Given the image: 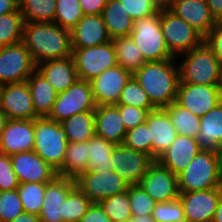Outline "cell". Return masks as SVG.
<instances>
[{
  "mask_svg": "<svg viewBox=\"0 0 222 222\" xmlns=\"http://www.w3.org/2000/svg\"><path fill=\"white\" fill-rule=\"evenodd\" d=\"M22 43L34 62L63 59L71 56V33L54 22H30L23 28Z\"/></svg>",
  "mask_w": 222,
  "mask_h": 222,
  "instance_id": "obj_1",
  "label": "cell"
},
{
  "mask_svg": "<svg viewBox=\"0 0 222 222\" xmlns=\"http://www.w3.org/2000/svg\"><path fill=\"white\" fill-rule=\"evenodd\" d=\"M178 59L145 62L133 74L155 108H165L176 100L180 82Z\"/></svg>",
  "mask_w": 222,
  "mask_h": 222,
  "instance_id": "obj_2",
  "label": "cell"
},
{
  "mask_svg": "<svg viewBox=\"0 0 222 222\" xmlns=\"http://www.w3.org/2000/svg\"><path fill=\"white\" fill-rule=\"evenodd\" d=\"M177 179L179 193L222 188L220 151L201 150Z\"/></svg>",
  "mask_w": 222,
  "mask_h": 222,
  "instance_id": "obj_3",
  "label": "cell"
},
{
  "mask_svg": "<svg viewBox=\"0 0 222 222\" xmlns=\"http://www.w3.org/2000/svg\"><path fill=\"white\" fill-rule=\"evenodd\" d=\"M183 55V56H182ZM180 82L217 86L221 63L203 42L199 47L179 55Z\"/></svg>",
  "mask_w": 222,
  "mask_h": 222,
  "instance_id": "obj_4",
  "label": "cell"
},
{
  "mask_svg": "<svg viewBox=\"0 0 222 222\" xmlns=\"http://www.w3.org/2000/svg\"><path fill=\"white\" fill-rule=\"evenodd\" d=\"M68 138L59 122L47 117L34 119V151L58 171L64 163Z\"/></svg>",
  "mask_w": 222,
  "mask_h": 222,
  "instance_id": "obj_5",
  "label": "cell"
},
{
  "mask_svg": "<svg viewBox=\"0 0 222 222\" xmlns=\"http://www.w3.org/2000/svg\"><path fill=\"white\" fill-rule=\"evenodd\" d=\"M130 37L146 62L174 59L166 46L160 27V10L153 15L134 20Z\"/></svg>",
  "mask_w": 222,
  "mask_h": 222,
  "instance_id": "obj_6",
  "label": "cell"
},
{
  "mask_svg": "<svg viewBox=\"0 0 222 222\" xmlns=\"http://www.w3.org/2000/svg\"><path fill=\"white\" fill-rule=\"evenodd\" d=\"M160 27L166 46L175 58L199 47L204 41V37L197 30L165 6L160 8Z\"/></svg>",
  "mask_w": 222,
  "mask_h": 222,
  "instance_id": "obj_7",
  "label": "cell"
},
{
  "mask_svg": "<svg viewBox=\"0 0 222 222\" xmlns=\"http://www.w3.org/2000/svg\"><path fill=\"white\" fill-rule=\"evenodd\" d=\"M95 109L90 81L78 79L67 90L57 93L56 101L47 118L60 123L75 114Z\"/></svg>",
  "mask_w": 222,
  "mask_h": 222,
  "instance_id": "obj_8",
  "label": "cell"
},
{
  "mask_svg": "<svg viewBox=\"0 0 222 222\" xmlns=\"http://www.w3.org/2000/svg\"><path fill=\"white\" fill-rule=\"evenodd\" d=\"M71 57L80 80L91 81L105 70L117 65L113 41L72 49Z\"/></svg>",
  "mask_w": 222,
  "mask_h": 222,
  "instance_id": "obj_9",
  "label": "cell"
},
{
  "mask_svg": "<svg viewBox=\"0 0 222 222\" xmlns=\"http://www.w3.org/2000/svg\"><path fill=\"white\" fill-rule=\"evenodd\" d=\"M76 186L88 197L92 203L123 193L129 184L115 171H92L88 169L75 179Z\"/></svg>",
  "mask_w": 222,
  "mask_h": 222,
  "instance_id": "obj_10",
  "label": "cell"
},
{
  "mask_svg": "<svg viewBox=\"0 0 222 222\" xmlns=\"http://www.w3.org/2000/svg\"><path fill=\"white\" fill-rule=\"evenodd\" d=\"M36 68L30 52L22 42L0 47V84L24 82Z\"/></svg>",
  "mask_w": 222,
  "mask_h": 222,
  "instance_id": "obj_11",
  "label": "cell"
},
{
  "mask_svg": "<svg viewBox=\"0 0 222 222\" xmlns=\"http://www.w3.org/2000/svg\"><path fill=\"white\" fill-rule=\"evenodd\" d=\"M175 101L201 118L222 102V96L218 86L179 83Z\"/></svg>",
  "mask_w": 222,
  "mask_h": 222,
  "instance_id": "obj_12",
  "label": "cell"
},
{
  "mask_svg": "<svg viewBox=\"0 0 222 222\" xmlns=\"http://www.w3.org/2000/svg\"><path fill=\"white\" fill-rule=\"evenodd\" d=\"M139 185L157 203L173 201L179 197L177 176L158 160H154L149 165Z\"/></svg>",
  "mask_w": 222,
  "mask_h": 222,
  "instance_id": "obj_13",
  "label": "cell"
},
{
  "mask_svg": "<svg viewBox=\"0 0 222 222\" xmlns=\"http://www.w3.org/2000/svg\"><path fill=\"white\" fill-rule=\"evenodd\" d=\"M0 109L9 120H33L38 118L33 108L32 95L26 81L3 85Z\"/></svg>",
  "mask_w": 222,
  "mask_h": 222,
  "instance_id": "obj_14",
  "label": "cell"
},
{
  "mask_svg": "<svg viewBox=\"0 0 222 222\" xmlns=\"http://www.w3.org/2000/svg\"><path fill=\"white\" fill-rule=\"evenodd\" d=\"M115 171L129 185H139L149 165L154 161L149 155L117 144L111 155Z\"/></svg>",
  "mask_w": 222,
  "mask_h": 222,
  "instance_id": "obj_15",
  "label": "cell"
},
{
  "mask_svg": "<svg viewBox=\"0 0 222 222\" xmlns=\"http://www.w3.org/2000/svg\"><path fill=\"white\" fill-rule=\"evenodd\" d=\"M11 164L21 183H48L58 174L34 150L10 155Z\"/></svg>",
  "mask_w": 222,
  "mask_h": 222,
  "instance_id": "obj_16",
  "label": "cell"
},
{
  "mask_svg": "<svg viewBox=\"0 0 222 222\" xmlns=\"http://www.w3.org/2000/svg\"><path fill=\"white\" fill-rule=\"evenodd\" d=\"M222 188L179 193L186 222H212Z\"/></svg>",
  "mask_w": 222,
  "mask_h": 222,
  "instance_id": "obj_17",
  "label": "cell"
},
{
  "mask_svg": "<svg viewBox=\"0 0 222 222\" xmlns=\"http://www.w3.org/2000/svg\"><path fill=\"white\" fill-rule=\"evenodd\" d=\"M132 74L120 65L109 68L90 81L96 106L116 105Z\"/></svg>",
  "mask_w": 222,
  "mask_h": 222,
  "instance_id": "obj_18",
  "label": "cell"
},
{
  "mask_svg": "<svg viewBox=\"0 0 222 222\" xmlns=\"http://www.w3.org/2000/svg\"><path fill=\"white\" fill-rule=\"evenodd\" d=\"M164 6L177 17L185 20L203 37L216 23L210 14L206 0H169Z\"/></svg>",
  "mask_w": 222,
  "mask_h": 222,
  "instance_id": "obj_19",
  "label": "cell"
},
{
  "mask_svg": "<svg viewBox=\"0 0 222 222\" xmlns=\"http://www.w3.org/2000/svg\"><path fill=\"white\" fill-rule=\"evenodd\" d=\"M76 186L75 180L57 175L46 183L40 222H63V203L69 192Z\"/></svg>",
  "mask_w": 222,
  "mask_h": 222,
  "instance_id": "obj_20",
  "label": "cell"
},
{
  "mask_svg": "<svg viewBox=\"0 0 222 222\" xmlns=\"http://www.w3.org/2000/svg\"><path fill=\"white\" fill-rule=\"evenodd\" d=\"M34 149V119L8 120L0 136V153L12 155Z\"/></svg>",
  "mask_w": 222,
  "mask_h": 222,
  "instance_id": "obj_21",
  "label": "cell"
},
{
  "mask_svg": "<svg viewBox=\"0 0 222 222\" xmlns=\"http://www.w3.org/2000/svg\"><path fill=\"white\" fill-rule=\"evenodd\" d=\"M72 49L86 48L105 44L110 38L103 18L100 15H84L70 30Z\"/></svg>",
  "mask_w": 222,
  "mask_h": 222,
  "instance_id": "obj_22",
  "label": "cell"
},
{
  "mask_svg": "<svg viewBox=\"0 0 222 222\" xmlns=\"http://www.w3.org/2000/svg\"><path fill=\"white\" fill-rule=\"evenodd\" d=\"M146 123L152 141V159L157 160L175 140L178 133L163 108L150 111Z\"/></svg>",
  "mask_w": 222,
  "mask_h": 222,
  "instance_id": "obj_23",
  "label": "cell"
},
{
  "mask_svg": "<svg viewBox=\"0 0 222 222\" xmlns=\"http://www.w3.org/2000/svg\"><path fill=\"white\" fill-rule=\"evenodd\" d=\"M200 151L201 149L195 138L178 134L157 160L178 176Z\"/></svg>",
  "mask_w": 222,
  "mask_h": 222,
  "instance_id": "obj_24",
  "label": "cell"
},
{
  "mask_svg": "<svg viewBox=\"0 0 222 222\" xmlns=\"http://www.w3.org/2000/svg\"><path fill=\"white\" fill-rule=\"evenodd\" d=\"M36 70L45 77L57 93L67 90L79 79L71 56L41 62Z\"/></svg>",
  "mask_w": 222,
  "mask_h": 222,
  "instance_id": "obj_25",
  "label": "cell"
},
{
  "mask_svg": "<svg viewBox=\"0 0 222 222\" xmlns=\"http://www.w3.org/2000/svg\"><path fill=\"white\" fill-rule=\"evenodd\" d=\"M94 127L96 136L123 144L127 130L116 105L96 106Z\"/></svg>",
  "mask_w": 222,
  "mask_h": 222,
  "instance_id": "obj_26",
  "label": "cell"
},
{
  "mask_svg": "<svg viewBox=\"0 0 222 222\" xmlns=\"http://www.w3.org/2000/svg\"><path fill=\"white\" fill-rule=\"evenodd\" d=\"M204 151L222 149V102L200 118L199 132L195 137Z\"/></svg>",
  "mask_w": 222,
  "mask_h": 222,
  "instance_id": "obj_27",
  "label": "cell"
},
{
  "mask_svg": "<svg viewBox=\"0 0 222 222\" xmlns=\"http://www.w3.org/2000/svg\"><path fill=\"white\" fill-rule=\"evenodd\" d=\"M26 82L30 88L36 116L48 117L56 101L57 92L37 70L27 78Z\"/></svg>",
  "mask_w": 222,
  "mask_h": 222,
  "instance_id": "obj_28",
  "label": "cell"
},
{
  "mask_svg": "<svg viewBox=\"0 0 222 222\" xmlns=\"http://www.w3.org/2000/svg\"><path fill=\"white\" fill-rule=\"evenodd\" d=\"M101 16L111 39L130 36L134 20L128 15L120 0H107Z\"/></svg>",
  "mask_w": 222,
  "mask_h": 222,
  "instance_id": "obj_29",
  "label": "cell"
},
{
  "mask_svg": "<svg viewBox=\"0 0 222 222\" xmlns=\"http://www.w3.org/2000/svg\"><path fill=\"white\" fill-rule=\"evenodd\" d=\"M87 153V141L68 143L63 166L57 171V174L75 180L89 169Z\"/></svg>",
  "mask_w": 222,
  "mask_h": 222,
  "instance_id": "obj_30",
  "label": "cell"
},
{
  "mask_svg": "<svg viewBox=\"0 0 222 222\" xmlns=\"http://www.w3.org/2000/svg\"><path fill=\"white\" fill-rule=\"evenodd\" d=\"M60 125L67 134L68 143L86 142L95 135V111L75 114Z\"/></svg>",
  "mask_w": 222,
  "mask_h": 222,
  "instance_id": "obj_31",
  "label": "cell"
},
{
  "mask_svg": "<svg viewBox=\"0 0 222 222\" xmlns=\"http://www.w3.org/2000/svg\"><path fill=\"white\" fill-rule=\"evenodd\" d=\"M115 145L99 136L91 137L87 141L89 169L97 172L112 171L115 163L111 155Z\"/></svg>",
  "mask_w": 222,
  "mask_h": 222,
  "instance_id": "obj_32",
  "label": "cell"
},
{
  "mask_svg": "<svg viewBox=\"0 0 222 222\" xmlns=\"http://www.w3.org/2000/svg\"><path fill=\"white\" fill-rule=\"evenodd\" d=\"M117 65L132 75L146 62L141 51L130 36L112 39Z\"/></svg>",
  "mask_w": 222,
  "mask_h": 222,
  "instance_id": "obj_33",
  "label": "cell"
},
{
  "mask_svg": "<svg viewBox=\"0 0 222 222\" xmlns=\"http://www.w3.org/2000/svg\"><path fill=\"white\" fill-rule=\"evenodd\" d=\"M179 135L195 138L199 132L200 118L176 101L163 108Z\"/></svg>",
  "mask_w": 222,
  "mask_h": 222,
  "instance_id": "obj_34",
  "label": "cell"
},
{
  "mask_svg": "<svg viewBox=\"0 0 222 222\" xmlns=\"http://www.w3.org/2000/svg\"><path fill=\"white\" fill-rule=\"evenodd\" d=\"M25 23L54 22L56 0H18Z\"/></svg>",
  "mask_w": 222,
  "mask_h": 222,
  "instance_id": "obj_35",
  "label": "cell"
},
{
  "mask_svg": "<svg viewBox=\"0 0 222 222\" xmlns=\"http://www.w3.org/2000/svg\"><path fill=\"white\" fill-rule=\"evenodd\" d=\"M24 19L19 10L0 16V47L22 42Z\"/></svg>",
  "mask_w": 222,
  "mask_h": 222,
  "instance_id": "obj_36",
  "label": "cell"
},
{
  "mask_svg": "<svg viewBox=\"0 0 222 222\" xmlns=\"http://www.w3.org/2000/svg\"><path fill=\"white\" fill-rule=\"evenodd\" d=\"M17 190L24 212L39 216L44 200L46 183H21Z\"/></svg>",
  "mask_w": 222,
  "mask_h": 222,
  "instance_id": "obj_37",
  "label": "cell"
},
{
  "mask_svg": "<svg viewBox=\"0 0 222 222\" xmlns=\"http://www.w3.org/2000/svg\"><path fill=\"white\" fill-rule=\"evenodd\" d=\"M117 104L131 105L146 109L149 112L156 109L149 100L147 92L142 88L133 75L126 82L125 87L120 93Z\"/></svg>",
  "mask_w": 222,
  "mask_h": 222,
  "instance_id": "obj_38",
  "label": "cell"
},
{
  "mask_svg": "<svg viewBox=\"0 0 222 222\" xmlns=\"http://www.w3.org/2000/svg\"><path fill=\"white\" fill-rule=\"evenodd\" d=\"M91 203L88 197L75 186L63 203V222H80Z\"/></svg>",
  "mask_w": 222,
  "mask_h": 222,
  "instance_id": "obj_39",
  "label": "cell"
},
{
  "mask_svg": "<svg viewBox=\"0 0 222 222\" xmlns=\"http://www.w3.org/2000/svg\"><path fill=\"white\" fill-rule=\"evenodd\" d=\"M83 16L79 0H56L54 23L61 28L72 30Z\"/></svg>",
  "mask_w": 222,
  "mask_h": 222,
  "instance_id": "obj_40",
  "label": "cell"
},
{
  "mask_svg": "<svg viewBox=\"0 0 222 222\" xmlns=\"http://www.w3.org/2000/svg\"><path fill=\"white\" fill-rule=\"evenodd\" d=\"M99 204L112 222H120L132 217L128 190L108 197Z\"/></svg>",
  "mask_w": 222,
  "mask_h": 222,
  "instance_id": "obj_41",
  "label": "cell"
},
{
  "mask_svg": "<svg viewBox=\"0 0 222 222\" xmlns=\"http://www.w3.org/2000/svg\"><path fill=\"white\" fill-rule=\"evenodd\" d=\"M123 145L136 151L143 152L152 158V141L146 122L127 130Z\"/></svg>",
  "mask_w": 222,
  "mask_h": 222,
  "instance_id": "obj_42",
  "label": "cell"
},
{
  "mask_svg": "<svg viewBox=\"0 0 222 222\" xmlns=\"http://www.w3.org/2000/svg\"><path fill=\"white\" fill-rule=\"evenodd\" d=\"M128 195L132 216L152 214L157 202L140 185H129Z\"/></svg>",
  "mask_w": 222,
  "mask_h": 222,
  "instance_id": "obj_43",
  "label": "cell"
},
{
  "mask_svg": "<svg viewBox=\"0 0 222 222\" xmlns=\"http://www.w3.org/2000/svg\"><path fill=\"white\" fill-rule=\"evenodd\" d=\"M151 215L155 222H186L179 198L169 202L156 203Z\"/></svg>",
  "mask_w": 222,
  "mask_h": 222,
  "instance_id": "obj_44",
  "label": "cell"
},
{
  "mask_svg": "<svg viewBox=\"0 0 222 222\" xmlns=\"http://www.w3.org/2000/svg\"><path fill=\"white\" fill-rule=\"evenodd\" d=\"M23 212L17 189L0 191V222H10Z\"/></svg>",
  "mask_w": 222,
  "mask_h": 222,
  "instance_id": "obj_45",
  "label": "cell"
},
{
  "mask_svg": "<svg viewBox=\"0 0 222 222\" xmlns=\"http://www.w3.org/2000/svg\"><path fill=\"white\" fill-rule=\"evenodd\" d=\"M128 15L133 19H141L155 14L164 6V0H120Z\"/></svg>",
  "mask_w": 222,
  "mask_h": 222,
  "instance_id": "obj_46",
  "label": "cell"
},
{
  "mask_svg": "<svg viewBox=\"0 0 222 222\" xmlns=\"http://www.w3.org/2000/svg\"><path fill=\"white\" fill-rule=\"evenodd\" d=\"M19 182L9 155L0 153V191L17 189Z\"/></svg>",
  "mask_w": 222,
  "mask_h": 222,
  "instance_id": "obj_47",
  "label": "cell"
},
{
  "mask_svg": "<svg viewBox=\"0 0 222 222\" xmlns=\"http://www.w3.org/2000/svg\"><path fill=\"white\" fill-rule=\"evenodd\" d=\"M126 130L146 122L149 111L131 105L116 104Z\"/></svg>",
  "mask_w": 222,
  "mask_h": 222,
  "instance_id": "obj_48",
  "label": "cell"
},
{
  "mask_svg": "<svg viewBox=\"0 0 222 222\" xmlns=\"http://www.w3.org/2000/svg\"><path fill=\"white\" fill-rule=\"evenodd\" d=\"M222 64V21H216L213 28L204 37L203 41Z\"/></svg>",
  "mask_w": 222,
  "mask_h": 222,
  "instance_id": "obj_49",
  "label": "cell"
},
{
  "mask_svg": "<svg viewBox=\"0 0 222 222\" xmlns=\"http://www.w3.org/2000/svg\"><path fill=\"white\" fill-rule=\"evenodd\" d=\"M80 222H112L99 203H91Z\"/></svg>",
  "mask_w": 222,
  "mask_h": 222,
  "instance_id": "obj_50",
  "label": "cell"
},
{
  "mask_svg": "<svg viewBox=\"0 0 222 222\" xmlns=\"http://www.w3.org/2000/svg\"><path fill=\"white\" fill-rule=\"evenodd\" d=\"M107 0H79L84 15H100Z\"/></svg>",
  "mask_w": 222,
  "mask_h": 222,
  "instance_id": "obj_51",
  "label": "cell"
},
{
  "mask_svg": "<svg viewBox=\"0 0 222 222\" xmlns=\"http://www.w3.org/2000/svg\"><path fill=\"white\" fill-rule=\"evenodd\" d=\"M211 16L215 21H222V0H206Z\"/></svg>",
  "mask_w": 222,
  "mask_h": 222,
  "instance_id": "obj_52",
  "label": "cell"
},
{
  "mask_svg": "<svg viewBox=\"0 0 222 222\" xmlns=\"http://www.w3.org/2000/svg\"><path fill=\"white\" fill-rule=\"evenodd\" d=\"M18 8V0H0V16L16 11Z\"/></svg>",
  "mask_w": 222,
  "mask_h": 222,
  "instance_id": "obj_53",
  "label": "cell"
},
{
  "mask_svg": "<svg viewBox=\"0 0 222 222\" xmlns=\"http://www.w3.org/2000/svg\"><path fill=\"white\" fill-rule=\"evenodd\" d=\"M10 222H40L39 216L23 212Z\"/></svg>",
  "mask_w": 222,
  "mask_h": 222,
  "instance_id": "obj_54",
  "label": "cell"
},
{
  "mask_svg": "<svg viewBox=\"0 0 222 222\" xmlns=\"http://www.w3.org/2000/svg\"><path fill=\"white\" fill-rule=\"evenodd\" d=\"M212 222H222V193L218 202Z\"/></svg>",
  "mask_w": 222,
  "mask_h": 222,
  "instance_id": "obj_55",
  "label": "cell"
},
{
  "mask_svg": "<svg viewBox=\"0 0 222 222\" xmlns=\"http://www.w3.org/2000/svg\"><path fill=\"white\" fill-rule=\"evenodd\" d=\"M132 222H155L152 215L132 216Z\"/></svg>",
  "mask_w": 222,
  "mask_h": 222,
  "instance_id": "obj_56",
  "label": "cell"
},
{
  "mask_svg": "<svg viewBox=\"0 0 222 222\" xmlns=\"http://www.w3.org/2000/svg\"><path fill=\"white\" fill-rule=\"evenodd\" d=\"M8 118L6 117V114L0 109V136L5 129L6 123L8 122Z\"/></svg>",
  "mask_w": 222,
  "mask_h": 222,
  "instance_id": "obj_57",
  "label": "cell"
},
{
  "mask_svg": "<svg viewBox=\"0 0 222 222\" xmlns=\"http://www.w3.org/2000/svg\"><path fill=\"white\" fill-rule=\"evenodd\" d=\"M217 86H218L219 92L221 93V96H222V64L220 66L219 79H218Z\"/></svg>",
  "mask_w": 222,
  "mask_h": 222,
  "instance_id": "obj_58",
  "label": "cell"
},
{
  "mask_svg": "<svg viewBox=\"0 0 222 222\" xmlns=\"http://www.w3.org/2000/svg\"><path fill=\"white\" fill-rule=\"evenodd\" d=\"M2 87H3V85H2V84H0V98H1V91H2Z\"/></svg>",
  "mask_w": 222,
  "mask_h": 222,
  "instance_id": "obj_59",
  "label": "cell"
},
{
  "mask_svg": "<svg viewBox=\"0 0 222 222\" xmlns=\"http://www.w3.org/2000/svg\"><path fill=\"white\" fill-rule=\"evenodd\" d=\"M120 222H132V220L128 219V220H124V221H120Z\"/></svg>",
  "mask_w": 222,
  "mask_h": 222,
  "instance_id": "obj_60",
  "label": "cell"
}]
</instances>
